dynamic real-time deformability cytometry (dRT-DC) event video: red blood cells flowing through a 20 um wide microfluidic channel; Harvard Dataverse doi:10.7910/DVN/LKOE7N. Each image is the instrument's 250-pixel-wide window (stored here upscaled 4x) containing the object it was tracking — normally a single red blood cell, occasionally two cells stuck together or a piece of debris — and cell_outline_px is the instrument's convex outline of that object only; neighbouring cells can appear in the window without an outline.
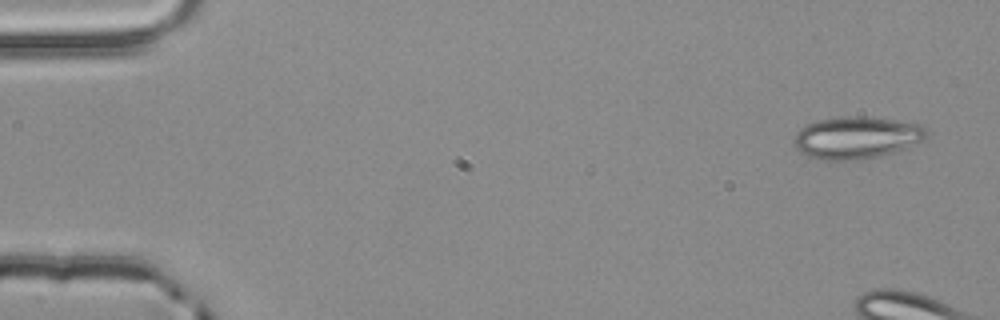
{"species": "common noctule bat (a hibernating species)", "species_latin": "Nyctalus noctula", "temperature_condition": "room temperature", "stored_images_in_passage": 4, "camera_frame_rate_fps": 3000, "um_per_image_px": 0.085, "animal": {"sex": "male", "body_mass_g": 20.4}, "frame": {"image": 1, "passage_image": 1, "time_ms": 0.0, "image_size_px": [1000, 320], "cell_outline_px": [[928, 136], [924, 140], [904, 148], [880, 156], [860, 160], [820, 160], [808, 156], [800, 152], [792, 144], [792, 140], [796, 132], [804, 124], [820, 120], [840, 116], [864, 116], [924, 124], [928, 128]], "centroid_in_image_um": [72.79, 11.69], "position_along_channel_um": 12.2, "area_um2": 33.12}}